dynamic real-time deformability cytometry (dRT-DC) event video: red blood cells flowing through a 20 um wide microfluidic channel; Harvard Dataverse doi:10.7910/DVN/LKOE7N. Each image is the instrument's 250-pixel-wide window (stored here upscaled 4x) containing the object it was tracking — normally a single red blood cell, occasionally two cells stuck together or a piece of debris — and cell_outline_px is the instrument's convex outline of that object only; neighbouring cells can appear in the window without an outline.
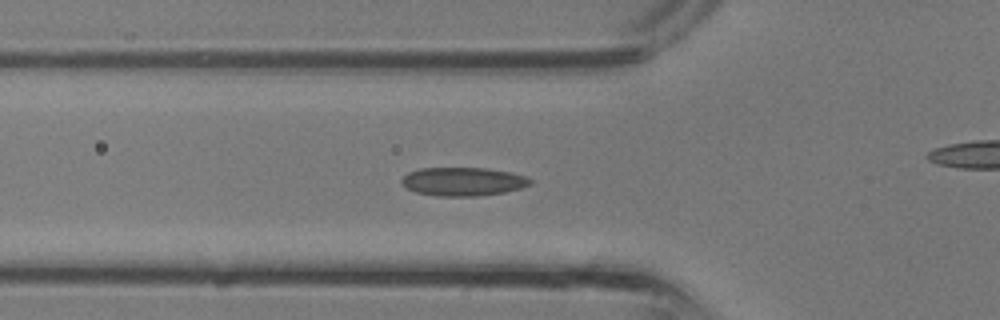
{"species": "common noctule bat (a hibernating species)", "species_latin": "Nyctalus noctula", "temperature_condition": "room temperature", "stored_images_in_passage": 35, "camera_frame_rate_fps": 3000, "um_per_image_px": 0.085, "animal": {"sex": "male", "body_mass_g": 13.3}, "frame": {"image": 1, "passage_image": 12, "time_ms": 3.667, "image_size_px": [1000, 320], "cell_outline_px": [[532, 184], [520, 188], [504, 192], [476, 196], [436, 196], [416, 192], [408, 188], [400, 180], [408, 172], [420, 168], [488, 168], [512, 172], [524, 176], [532, 180]], "centroid_in_image_um": [39.37, 15.42], "position_along_channel_um": 86.4, "area_um2": 21.33}}
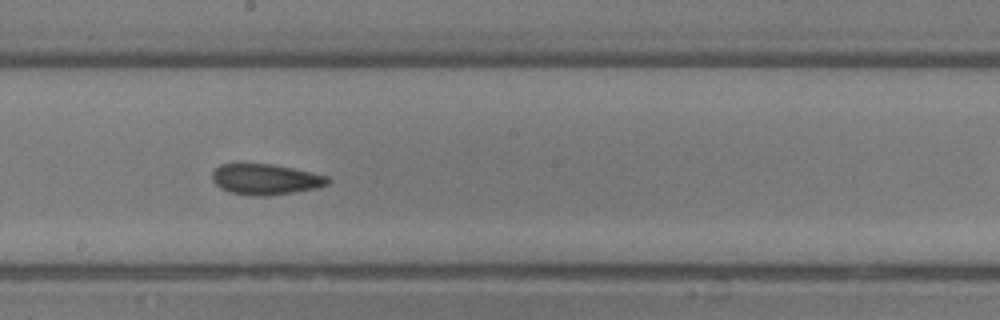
{"frame": {"image": 2, "passage_image": 19, "time_ms": 6.0, "image_size_px": [1000, 320], "cell_outline_px": [[332, 180], [328, 184], [316, 188], [268, 196], [256, 196], [228, 192], [220, 188], [212, 180], [212, 172], [220, 164], [272, 164], [312, 172], [328, 176]], "centroid_in_image_um": [22.57, 15.24], "position_along_channel_um": 225.6, "area_um2": 20.69}}
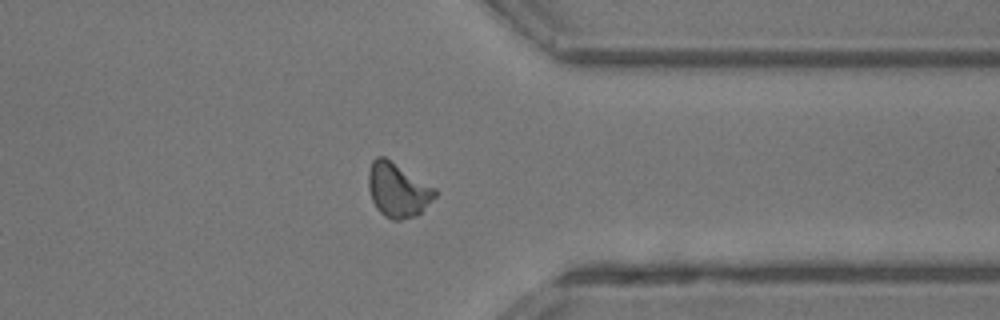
{"frame": {"image": 3, "passage_image": 27, "time_ms": 8.667, "image_size_px": [1000, 320], "cell_outline_px": [[436, 196], [416, 216], [400, 220], [392, 220], [384, 216], [376, 208], [372, 200], [368, 188], [368, 172], [372, 160], [376, 156], [384, 156], [436, 188]], "centroid_in_image_um": [33.79, 16.15], "position_along_channel_um": 377.6, "area_um2": 21.04}}